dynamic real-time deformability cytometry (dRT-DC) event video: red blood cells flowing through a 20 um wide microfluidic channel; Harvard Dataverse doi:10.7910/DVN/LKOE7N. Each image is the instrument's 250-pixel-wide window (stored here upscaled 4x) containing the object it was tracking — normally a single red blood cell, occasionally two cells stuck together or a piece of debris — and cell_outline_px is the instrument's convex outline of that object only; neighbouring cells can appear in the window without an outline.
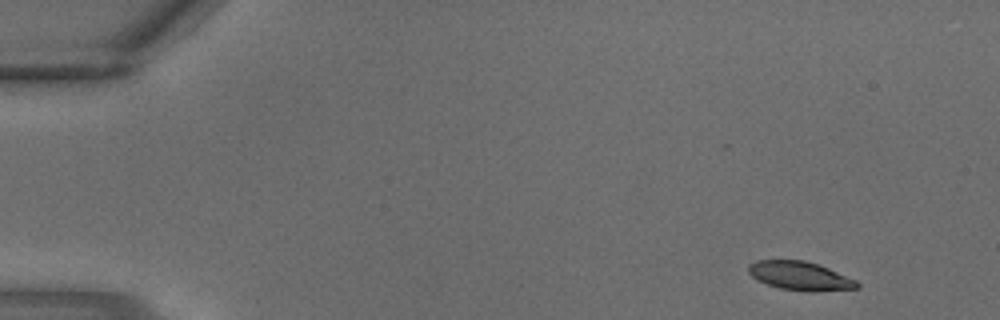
{"species": "common noctule bat (a hibernating species)", "species_latin": "Nyctalus noctula", "temperature_condition": "warm", "stored_images_in_passage": 3, "camera_frame_rate_fps": 3000, "um_per_image_px": 0.085, "animal": {"sex": "male", "body_mass_g": 18.8}, "frame": {"image": 1, "passage_image": 1, "time_ms": 0.0, "image_size_px": [1000, 320], "cell_outline_px": [[860, 288], [812, 292], [808, 292], [780, 288], [756, 280], [748, 272], [748, 264], [756, 260], [804, 260], [828, 268], [856, 280], [860, 284]], "centroid_in_image_um": [68.0, 23.45], "position_along_channel_um": 17.0, "area_um2": 18.21}}
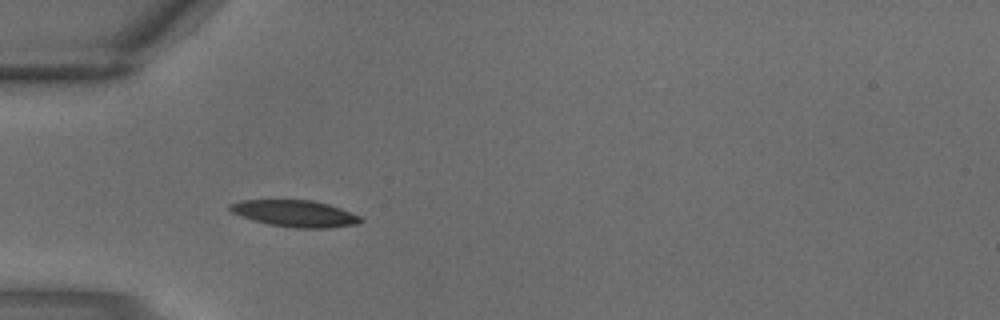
{"frame": {"image": 2, "passage_image": 3, "time_ms": 0.667, "image_size_px": [1000, 320], "cell_outline_px": [[364, 220], [356, 224], [328, 228], [292, 228], [268, 224], [252, 220], [240, 216], [232, 212], [228, 208], [228, 204], [240, 200], [312, 200], [328, 204], [340, 208], [360, 216]], "centroid_in_image_um": [25.04, 18.15], "position_along_channel_um": 60.0, "area_um2": 20.35}}